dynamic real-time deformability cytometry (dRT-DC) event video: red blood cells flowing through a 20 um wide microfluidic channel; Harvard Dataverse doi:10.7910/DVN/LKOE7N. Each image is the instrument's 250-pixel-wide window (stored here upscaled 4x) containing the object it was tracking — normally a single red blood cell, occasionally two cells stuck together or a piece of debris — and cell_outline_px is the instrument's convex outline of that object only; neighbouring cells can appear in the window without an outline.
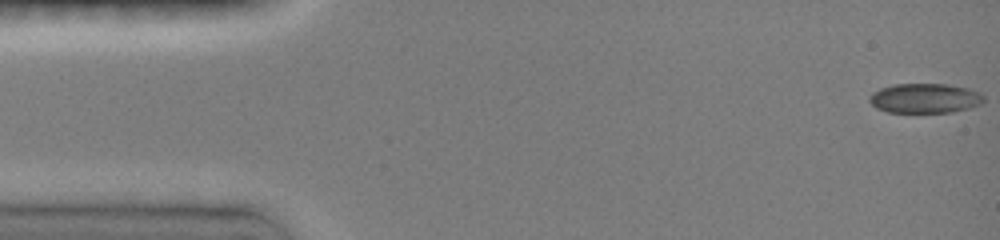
{"species": "common noctule bat (a hibernating species)", "species_latin": "Nyctalus noctula", "temperature_condition": "room temperature", "stored_images_in_passage": 14, "camera_frame_rate_fps": 3000, "um_per_image_px": 0.085, "animal": {"sex": "female", "body_mass_g": 19.0, "forearm_length_mm": 51.5}, "frame": {"image": 1, "passage_image": 1, "time_ms": 0.0, "image_size_px": [1000, 240], "cell_outline_px": [[984, 100], [980, 104], [968, 108], [952, 112], [888, 112], [876, 108], [868, 100], [868, 96], [872, 92], [880, 88], [892, 84], [948, 84], [968, 88], [980, 92], [984, 96]], "centroid_in_image_um": [78.59, 8.34], "position_along_channel_um": 6.4, "area_um2": 19.88}}
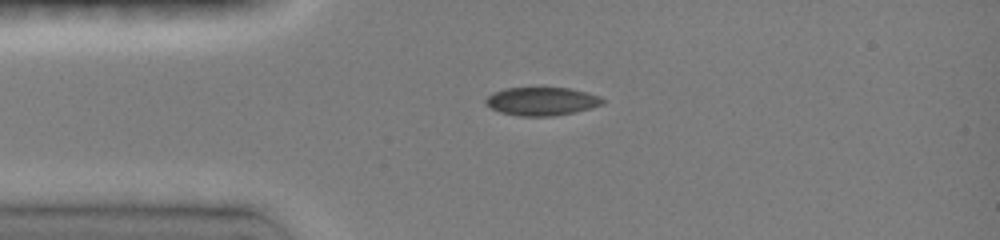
{"frame": {"image": 2, "passage_image": 11, "time_ms": 3.333, "image_size_px": [1000, 240], "cell_outline_px": [[604, 104], [592, 108], [552, 116], [520, 116], [500, 112], [484, 104], [484, 100], [492, 92], [504, 88], [568, 88], [588, 92], [600, 96], [604, 100]], "centroid_in_image_um": [46.04, 8.6], "position_along_channel_um": 39.0, "area_um2": 19.31}}